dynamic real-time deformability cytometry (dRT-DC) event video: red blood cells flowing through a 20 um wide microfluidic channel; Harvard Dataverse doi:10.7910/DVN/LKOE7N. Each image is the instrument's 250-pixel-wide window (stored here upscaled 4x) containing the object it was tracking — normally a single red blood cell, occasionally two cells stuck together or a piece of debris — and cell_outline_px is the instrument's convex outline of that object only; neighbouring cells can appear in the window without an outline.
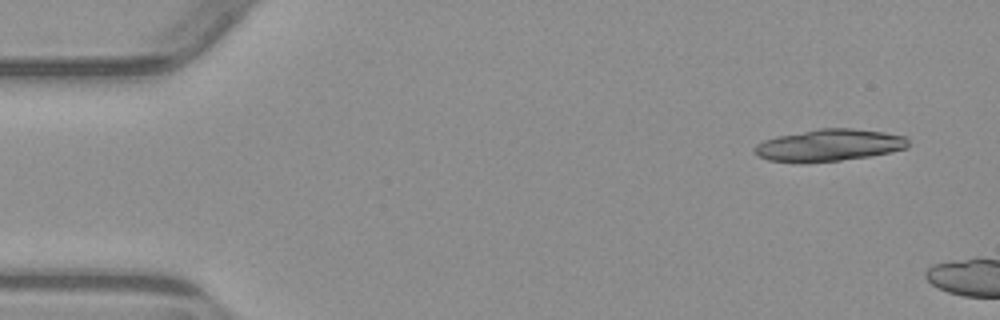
{"species": "common noctule bat (a hibernating species)", "species_latin": "Nyctalus noctula", "temperature_condition": "warm", "stored_images_in_passage": 2, "camera_frame_rate_fps": 3000, "um_per_image_px": 0.085, "animal": {"sex": "male", "body_mass_g": 23.1, "forearm_length_mm": 52.7}, "frame": {"image": 1, "passage_image": 1, "time_ms": 0.0, "image_size_px": [1000, 320], "cell_outline_px": [[908, 148], [868, 156], [840, 160], [768, 160], [760, 156], [752, 148], [756, 144], [764, 140], [776, 136], [820, 128], [852, 128], [884, 132], [908, 136]], "centroid_in_image_um": [70.54, 12.29], "position_along_channel_um": 14.5, "area_um2": 27.8}}